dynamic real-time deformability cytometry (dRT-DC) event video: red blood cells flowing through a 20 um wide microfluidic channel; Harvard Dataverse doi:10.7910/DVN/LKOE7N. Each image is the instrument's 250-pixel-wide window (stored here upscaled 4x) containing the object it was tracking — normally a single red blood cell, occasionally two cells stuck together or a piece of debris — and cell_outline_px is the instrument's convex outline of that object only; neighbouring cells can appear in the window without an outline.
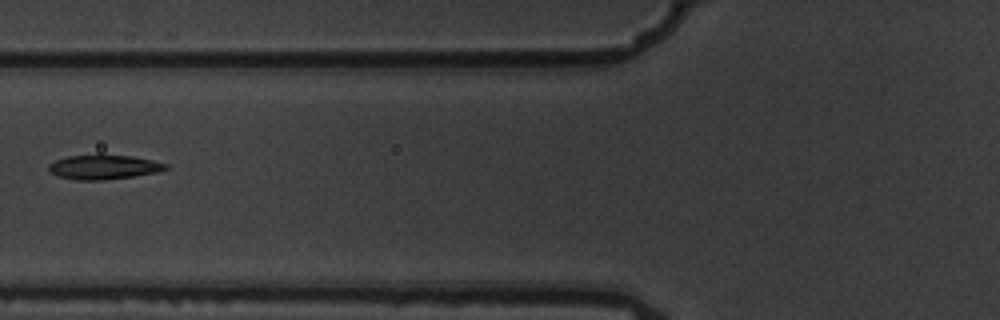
{"species": "common noctule bat (a hibernating species)", "species_latin": "Nyctalus noctula", "temperature_condition": "warm", "stored_images_in_passage": 6, "camera_frame_rate_fps": 3000, "um_per_image_px": 0.085, "animal": {"sex": "male", "body_mass_g": 19.5, "forearm_length_mm": 54.6}, "frame": {"image": 1, "passage_image": 6, "time_ms": 1.667, "image_size_px": [1000, 320], "cell_outline_px": [[168, 168], [156, 172], [132, 176], [104, 180], [76, 180], [60, 176], [52, 172], [48, 168], [48, 164], [56, 160], [68, 156], [100, 152], [132, 156], [152, 160], [168, 164]], "centroid_in_image_um": [8.81, 14.15], "position_along_channel_um": 117.0, "area_um2": 17.05}}